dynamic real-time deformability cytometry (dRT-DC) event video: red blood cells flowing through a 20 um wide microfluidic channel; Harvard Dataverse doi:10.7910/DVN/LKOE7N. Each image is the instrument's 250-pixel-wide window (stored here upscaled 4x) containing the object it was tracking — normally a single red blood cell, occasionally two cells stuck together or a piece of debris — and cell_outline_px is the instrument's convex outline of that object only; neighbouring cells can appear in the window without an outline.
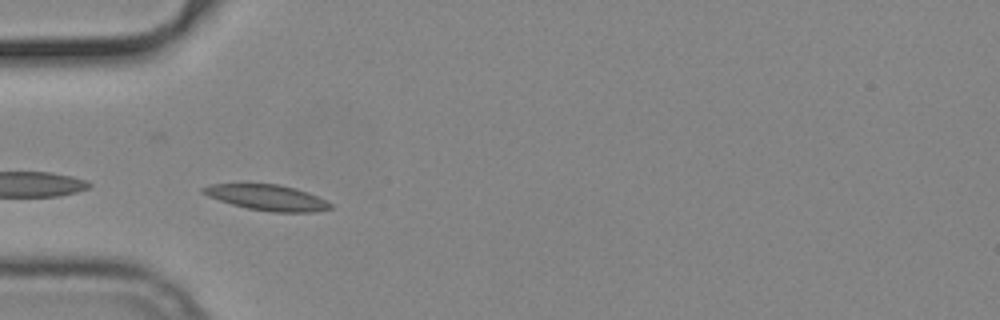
{"species": "common noctule bat (a hibernating species)", "species_latin": "Nyctalus noctula", "temperature_condition": "cold", "stored_images_in_passage": 4, "camera_frame_rate_fps": 3000, "um_per_image_px": 0.085, "animal": {"sex": "male", "body_mass_g": 19.2, "forearm_length_mm": 51.8}, "frame": {"image": 1, "passage_image": 1, "time_ms": 0.0, "image_size_px": [1000, 320], "cell_outline_px": [[332, 208], [312, 212], [272, 212], [248, 208], [232, 204], [208, 196], [200, 192], [200, 188], [212, 184], [280, 184], [308, 192], [332, 204]], "centroid_in_image_um": [22.69, 16.79], "position_along_channel_um": 62.3, "area_um2": 18.84}}